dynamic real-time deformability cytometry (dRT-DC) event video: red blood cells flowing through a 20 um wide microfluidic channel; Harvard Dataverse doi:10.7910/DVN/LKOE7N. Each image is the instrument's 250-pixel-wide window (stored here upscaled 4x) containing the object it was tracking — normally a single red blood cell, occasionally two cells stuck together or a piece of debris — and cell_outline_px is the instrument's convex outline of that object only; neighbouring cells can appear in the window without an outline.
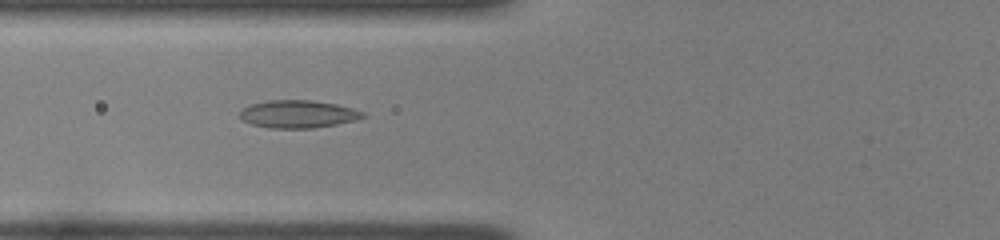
{"species": "common noctule bat (a hibernating species)", "species_latin": "Nyctalus noctula", "temperature_condition": "room temperature", "stored_images_in_passage": 40, "camera_frame_rate_fps": 3000, "um_per_image_px": 0.085, "animal": {"sex": "female", "body_mass_g": 22.0, "forearm_length_mm": 56.7}, "frame": {"image": 1, "passage_image": 10, "time_ms": 3.0, "image_size_px": [1000, 240], "cell_outline_px": [[368, 116], [356, 120], [336, 124], [312, 128], [272, 128], [252, 124], [244, 120], [240, 116], [240, 112], [244, 108], [252, 104], [268, 100], [312, 100], [336, 104], [352, 108], [364, 112]], "centroid_in_image_um": [25.38, 9.69], "position_along_channel_um": 100.4, "area_um2": 19.71}}
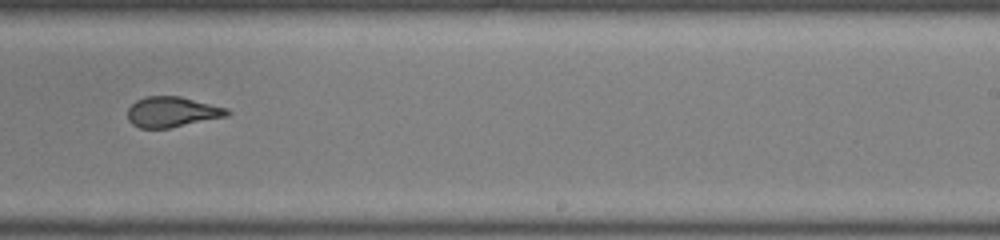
{"frame": {"image": 2, "passage_image": 23, "time_ms": 7.333, "image_size_px": [1000, 240], "cell_outline_px": [[232, 112], [228, 116], [168, 128], [140, 128], [132, 124], [128, 120], [128, 108], [136, 100], [144, 96], [180, 96], [228, 108]], "centroid_in_image_um": [14.63, 9.51], "position_along_channel_um": 274.4, "area_um2": 17.69}}
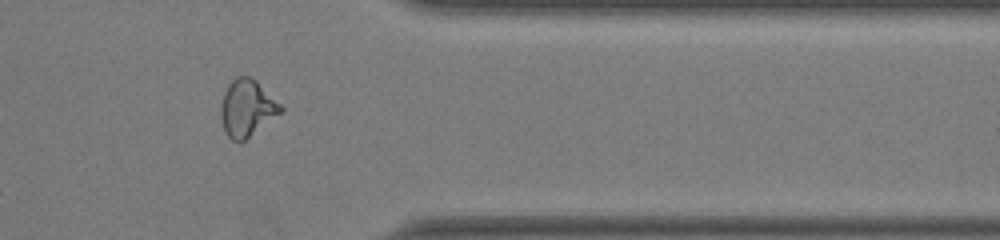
{"frame": {"image": 3, "passage_image": 32, "time_ms": 10.333, "image_size_px": [1000, 240], "cell_outline_px": [[284, 112], [240, 144], [232, 140], [224, 132], [220, 116], [220, 108], [224, 92], [228, 84], [236, 76], [252, 76], [284, 108]], "centroid_in_image_um": [20.99, 9.22], "position_along_channel_um": 390.4, "area_um2": 20.23}, "authors_computed_cell_mechanics": {"area_um2": 19.074, "velocity_mm_per_s": 4.0171, "shape_relaxation_time_tau1_ms": null, "shape_relaxation_time_tau2_ms": 1.2384, "deformation_change_tau1": null, "deformation_change_tau2": 0.0851}}